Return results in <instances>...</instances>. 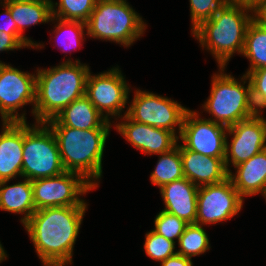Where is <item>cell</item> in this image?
<instances>
[{
    "mask_svg": "<svg viewBox=\"0 0 266 266\" xmlns=\"http://www.w3.org/2000/svg\"><path fill=\"white\" fill-rule=\"evenodd\" d=\"M86 206L36 210L24 224L44 266H64L72 261Z\"/></svg>",
    "mask_w": 266,
    "mask_h": 266,
    "instance_id": "1",
    "label": "cell"
},
{
    "mask_svg": "<svg viewBox=\"0 0 266 266\" xmlns=\"http://www.w3.org/2000/svg\"><path fill=\"white\" fill-rule=\"evenodd\" d=\"M36 100L32 113L36 122H46L56 117L65 107L85 95L89 67L68 59L50 69H38Z\"/></svg>",
    "mask_w": 266,
    "mask_h": 266,
    "instance_id": "2",
    "label": "cell"
},
{
    "mask_svg": "<svg viewBox=\"0 0 266 266\" xmlns=\"http://www.w3.org/2000/svg\"><path fill=\"white\" fill-rule=\"evenodd\" d=\"M45 123L56 137L65 171L82 175L96 188L95 180L102 176V157L110 128L74 129L62 125L55 117Z\"/></svg>",
    "mask_w": 266,
    "mask_h": 266,
    "instance_id": "3",
    "label": "cell"
},
{
    "mask_svg": "<svg viewBox=\"0 0 266 266\" xmlns=\"http://www.w3.org/2000/svg\"><path fill=\"white\" fill-rule=\"evenodd\" d=\"M249 11L253 10L225 4L192 31L201 45L214 55L221 71L235 52L243 53L246 29L254 18L253 14L248 15Z\"/></svg>",
    "mask_w": 266,
    "mask_h": 266,
    "instance_id": "4",
    "label": "cell"
},
{
    "mask_svg": "<svg viewBox=\"0 0 266 266\" xmlns=\"http://www.w3.org/2000/svg\"><path fill=\"white\" fill-rule=\"evenodd\" d=\"M87 35L128 47L146 28L144 21L126 0H97L86 22Z\"/></svg>",
    "mask_w": 266,
    "mask_h": 266,
    "instance_id": "5",
    "label": "cell"
},
{
    "mask_svg": "<svg viewBox=\"0 0 266 266\" xmlns=\"http://www.w3.org/2000/svg\"><path fill=\"white\" fill-rule=\"evenodd\" d=\"M243 85L226 73L213 76L211 93L204 103L205 111L215 118L213 122L228 128L257 114L252 102L250 81L246 88Z\"/></svg>",
    "mask_w": 266,
    "mask_h": 266,
    "instance_id": "6",
    "label": "cell"
},
{
    "mask_svg": "<svg viewBox=\"0 0 266 266\" xmlns=\"http://www.w3.org/2000/svg\"><path fill=\"white\" fill-rule=\"evenodd\" d=\"M37 124L24 122L22 178L31 181L65 172L53 131L45 122Z\"/></svg>",
    "mask_w": 266,
    "mask_h": 266,
    "instance_id": "7",
    "label": "cell"
},
{
    "mask_svg": "<svg viewBox=\"0 0 266 266\" xmlns=\"http://www.w3.org/2000/svg\"><path fill=\"white\" fill-rule=\"evenodd\" d=\"M35 210L64 206H86L79 195L95 187L82 175L65 171L57 176L31 181Z\"/></svg>",
    "mask_w": 266,
    "mask_h": 266,
    "instance_id": "8",
    "label": "cell"
},
{
    "mask_svg": "<svg viewBox=\"0 0 266 266\" xmlns=\"http://www.w3.org/2000/svg\"><path fill=\"white\" fill-rule=\"evenodd\" d=\"M188 109L178 102L154 93L136 90L135 97L126 114L139 123L152 127L164 128L174 134L175 126L179 127V137L182 123Z\"/></svg>",
    "mask_w": 266,
    "mask_h": 266,
    "instance_id": "9",
    "label": "cell"
},
{
    "mask_svg": "<svg viewBox=\"0 0 266 266\" xmlns=\"http://www.w3.org/2000/svg\"><path fill=\"white\" fill-rule=\"evenodd\" d=\"M36 100V76L0 61V114L3 122H26L17 109ZM16 113V114H14Z\"/></svg>",
    "mask_w": 266,
    "mask_h": 266,
    "instance_id": "10",
    "label": "cell"
},
{
    "mask_svg": "<svg viewBox=\"0 0 266 266\" xmlns=\"http://www.w3.org/2000/svg\"><path fill=\"white\" fill-rule=\"evenodd\" d=\"M243 197L231 179L199 186L197 193L196 224H214L236 215L242 208Z\"/></svg>",
    "mask_w": 266,
    "mask_h": 266,
    "instance_id": "11",
    "label": "cell"
},
{
    "mask_svg": "<svg viewBox=\"0 0 266 266\" xmlns=\"http://www.w3.org/2000/svg\"><path fill=\"white\" fill-rule=\"evenodd\" d=\"M227 127L212 119L198 118L194 111L187 110L182 123L180 139L183 146L202 155L225 158Z\"/></svg>",
    "mask_w": 266,
    "mask_h": 266,
    "instance_id": "12",
    "label": "cell"
},
{
    "mask_svg": "<svg viewBox=\"0 0 266 266\" xmlns=\"http://www.w3.org/2000/svg\"><path fill=\"white\" fill-rule=\"evenodd\" d=\"M129 87L118 68H112L93 76L88 74L86 80L85 96L102 114L120 116L121 110L125 107L129 94Z\"/></svg>",
    "mask_w": 266,
    "mask_h": 266,
    "instance_id": "13",
    "label": "cell"
},
{
    "mask_svg": "<svg viewBox=\"0 0 266 266\" xmlns=\"http://www.w3.org/2000/svg\"><path fill=\"white\" fill-rule=\"evenodd\" d=\"M226 132L233 135L231 145L226 139L224 162L228 172L229 162L235 167L266 148V120L259 113L228 127Z\"/></svg>",
    "mask_w": 266,
    "mask_h": 266,
    "instance_id": "14",
    "label": "cell"
},
{
    "mask_svg": "<svg viewBox=\"0 0 266 266\" xmlns=\"http://www.w3.org/2000/svg\"><path fill=\"white\" fill-rule=\"evenodd\" d=\"M123 119H126V122L123 121L117 124L115 128L132 146L145 154L160 155L177 145L179 137L167 129L133 121L126 113H124Z\"/></svg>",
    "mask_w": 266,
    "mask_h": 266,
    "instance_id": "15",
    "label": "cell"
},
{
    "mask_svg": "<svg viewBox=\"0 0 266 266\" xmlns=\"http://www.w3.org/2000/svg\"><path fill=\"white\" fill-rule=\"evenodd\" d=\"M184 176L199 186L215 184L228 178L224 158L206 156L179 145Z\"/></svg>",
    "mask_w": 266,
    "mask_h": 266,
    "instance_id": "16",
    "label": "cell"
},
{
    "mask_svg": "<svg viewBox=\"0 0 266 266\" xmlns=\"http://www.w3.org/2000/svg\"><path fill=\"white\" fill-rule=\"evenodd\" d=\"M24 122H3L0 134V181L22 176Z\"/></svg>",
    "mask_w": 266,
    "mask_h": 266,
    "instance_id": "17",
    "label": "cell"
},
{
    "mask_svg": "<svg viewBox=\"0 0 266 266\" xmlns=\"http://www.w3.org/2000/svg\"><path fill=\"white\" fill-rule=\"evenodd\" d=\"M198 189L186 177L164 185L160 188L165 203L164 211L176 215L188 224L196 223Z\"/></svg>",
    "mask_w": 266,
    "mask_h": 266,
    "instance_id": "18",
    "label": "cell"
},
{
    "mask_svg": "<svg viewBox=\"0 0 266 266\" xmlns=\"http://www.w3.org/2000/svg\"><path fill=\"white\" fill-rule=\"evenodd\" d=\"M235 168L236 175L229 172L228 177L242 197L263 193L266 186V148Z\"/></svg>",
    "mask_w": 266,
    "mask_h": 266,
    "instance_id": "19",
    "label": "cell"
},
{
    "mask_svg": "<svg viewBox=\"0 0 266 266\" xmlns=\"http://www.w3.org/2000/svg\"><path fill=\"white\" fill-rule=\"evenodd\" d=\"M55 118L62 125L74 129L111 128L109 120L95 108L85 95L65 107Z\"/></svg>",
    "mask_w": 266,
    "mask_h": 266,
    "instance_id": "20",
    "label": "cell"
},
{
    "mask_svg": "<svg viewBox=\"0 0 266 266\" xmlns=\"http://www.w3.org/2000/svg\"><path fill=\"white\" fill-rule=\"evenodd\" d=\"M4 3L9 7L21 39H28L22 34L25 27L46 23L52 18L51 0H4Z\"/></svg>",
    "mask_w": 266,
    "mask_h": 266,
    "instance_id": "21",
    "label": "cell"
},
{
    "mask_svg": "<svg viewBox=\"0 0 266 266\" xmlns=\"http://www.w3.org/2000/svg\"><path fill=\"white\" fill-rule=\"evenodd\" d=\"M7 182L9 180L0 181V209L12 213H24L25 216L21 219L24 225L36 211L31 180L25 178L23 182L10 186H6Z\"/></svg>",
    "mask_w": 266,
    "mask_h": 266,
    "instance_id": "22",
    "label": "cell"
},
{
    "mask_svg": "<svg viewBox=\"0 0 266 266\" xmlns=\"http://www.w3.org/2000/svg\"><path fill=\"white\" fill-rule=\"evenodd\" d=\"M242 54L250 59L251 66L247 72L266 67V27L254 18L246 29Z\"/></svg>",
    "mask_w": 266,
    "mask_h": 266,
    "instance_id": "23",
    "label": "cell"
},
{
    "mask_svg": "<svg viewBox=\"0 0 266 266\" xmlns=\"http://www.w3.org/2000/svg\"><path fill=\"white\" fill-rule=\"evenodd\" d=\"M155 170L151 173L150 179L154 185L160 188L164 185L184 178L183 166L179 145L170 151L160 154Z\"/></svg>",
    "mask_w": 266,
    "mask_h": 266,
    "instance_id": "24",
    "label": "cell"
},
{
    "mask_svg": "<svg viewBox=\"0 0 266 266\" xmlns=\"http://www.w3.org/2000/svg\"><path fill=\"white\" fill-rule=\"evenodd\" d=\"M178 243L180 250L177 251V254L190 259L192 256L203 254L210 249L207 233L201 225L196 223L187 225Z\"/></svg>",
    "mask_w": 266,
    "mask_h": 266,
    "instance_id": "25",
    "label": "cell"
},
{
    "mask_svg": "<svg viewBox=\"0 0 266 266\" xmlns=\"http://www.w3.org/2000/svg\"><path fill=\"white\" fill-rule=\"evenodd\" d=\"M97 0H59L58 9L52 3V17L86 23Z\"/></svg>",
    "mask_w": 266,
    "mask_h": 266,
    "instance_id": "26",
    "label": "cell"
},
{
    "mask_svg": "<svg viewBox=\"0 0 266 266\" xmlns=\"http://www.w3.org/2000/svg\"><path fill=\"white\" fill-rule=\"evenodd\" d=\"M154 225L156 233L175 243L174 239L177 238L179 240L188 223L176 215L162 210L156 215Z\"/></svg>",
    "mask_w": 266,
    "mask_h": 266,
    "instance_id": "27",
    "label": "cell"
},
{
    "mask_svg": "<svg viewBox=\"0 0 266 266\" xmlns=\"http://www.w3.org/2000/svg\"><path fill=\"white\" fill-rule=\"evenodd\" d=\"M146 254L153 260L163 262L167 258L175 255V243L167 240L162 235L156 233L154 230L146 234L144 243Z\"/></svg>",
    "mask_w": 266,
    "mask_h": 266,
    "instance_id": "28",
    "label": "cell"
},
{
    "mask_svg": "<svg viewBox=\"0 0 266 266\" xmlns=\"http://www.w3.org/2000/svg\"><path fill=\"white\" fill-rule=\"evenodd\" d=\"M53 20H58V26L56 28V30L54 31V33L56 32L57 36L56 38L58 39L59 34L63 33L66 39L62 38V40H60L59 38V44H62V48L63 51L65 52L66 50H69L71 47H78L79 45H81V40L83 41V33H84V28L87 27L86 23L81 22V21H72V20H62L59 18H55L52 17L51 21ZM67 31V32H66ZM65 32V33H64ZM67 34V35H66ZM61 36L63 37V35L61 34ZM65 40V41H64ZM70 51V50H69Z\"/></svg>",
    "mask_w": 266,
    "mask_h": 266,
    "instance_id": "29",
    "label": "cell"
},
{
    "mask_svg": "<svg viewBox=\"0 0 266 266\" xmlns=\"http://www.w3.org/2000/svg\"><path fill=\"white\" fill-rule=\"evenodd\" d=\"M243 79L244 84L250 81L252 102L256 112L261 114L262 108H266V67L246 72Z\"/></svg>",
    "mask_w": 266,
    "mask_h": 266,
    "instance_id": "30",
    "label": "cell"
},
{
    "mask_svg": "<svg viewBox=\"0 0 266 266\" xmlns=\"http://www.w3.org/2000/svg\"><path fill=\"white\" fill-rule=\"evenodd\" d=\"M192 20V31L202 22L209 20L218 9L223 7L225 0H189Z\"/></svg>",
    "mask_w": 266,
    "mask_h": 266,
    "instance_id": "31",
    "label": "cell"
},
{
    "mask_svg": "<svg viewBox=\"0 0 266 266\" xmlns=\"http://www.w3.org/2000/svg\"><path fill=\"white\" fill-rule=\"evenodd\" d=\"M41 44H35L30 39H21L18 34H8L0 31V51H9L25 47H38Z\"/></svg>",
    "mask_w": 266,
    "mask_h": 266,
    "instance_id": "32",
    "label": "cell"
},
{
    "mask_svg": "<svg viewBox=\"0 0 266 266\" xmlns=\"http://www.w3.org/2000/svg\"><path fill=\"white\" fill-rule=\"evenodd\" d=\"M2 6H4V8H5L4 15L6 17H5V21H3L5 23H3L2 26H1L2 23L0 22L1 23L0 24V31L8 33V34H17V25H16L15 21L12 19L9 7L5 3Z\"/></svg>",
    "mask_w": 266,
    "mask_h": 266,
    "instance_id": "33",
    "label": "cell"
},
{
    "mask_svg": "<svg viewBox=\"0 0 266 266\" xmlns=\"http://www.w3.org/2000/svg\"><path fill=\"white\" fill-rule=\"evenodd\" d=\"M193 263L190 258L184 257L180 254H175L163 262H161V266H192Z\"/></svg>",
    "mask_w": 266,
    "mask_h": 266,
    "instance_id": "34",
    "label": "cell"
},
{
    "mask_svg": "<svg viewBox=\"0 0 266 266\" xmlns=\"http://www.w3.org/2000/svg\"><path fill=\"white\" fill-rule=\"evenodd\" d=\"M253 12L254 19L266 27V0H262Z\"/></svg>",
    "mask_w": 266,
    "mask_h": 266,
    "instance_id": "35",
    "label": "cell"
},
{
    "mask_svg": "<svg viewBox=\"0 0 266 266\" xmlns=\"http://www.w3.org/2000/svg\"><path fill=\"white\" fill-rule=\"evenodd\" d=\"M262 0H225L227 5L244 6L251 10H255Z\"/></svg>",
    "mask_w": 266,
    "mask_h": 266,
    "instance_id": "36",
    "label": "cell"
},
{
    "mask_svg": "<svg viewBox=\"0 0 266 266\" xmlns=\"http://www.w3.org/2000/svg\"><path fill=\"white\" fill-rule=\"evenodd\" d=\"M6 256H7V254L5 253L4 248L0 244V263H1V261H3L6 258Z\"/></svg>",
    "mask_w": 266,
    "mask_h": 266,
    "instance_id": "37",
    "label": "cell"
},
{
    "mask_svg": "<svg viewBox=\"0 0 266 266\" xmlns=\"http://www.w3.org/2000/svg\"><path fill=\"white\" fill-rule=\"evenodd\" d=\"M262 195H263L264 197H266V186H265V189H264Z\"/></svg>",
    "mask_w": 266,
    "mask_h": 266,
    "instance_id": "38",
    "label": "cell"
}]
</instances>
